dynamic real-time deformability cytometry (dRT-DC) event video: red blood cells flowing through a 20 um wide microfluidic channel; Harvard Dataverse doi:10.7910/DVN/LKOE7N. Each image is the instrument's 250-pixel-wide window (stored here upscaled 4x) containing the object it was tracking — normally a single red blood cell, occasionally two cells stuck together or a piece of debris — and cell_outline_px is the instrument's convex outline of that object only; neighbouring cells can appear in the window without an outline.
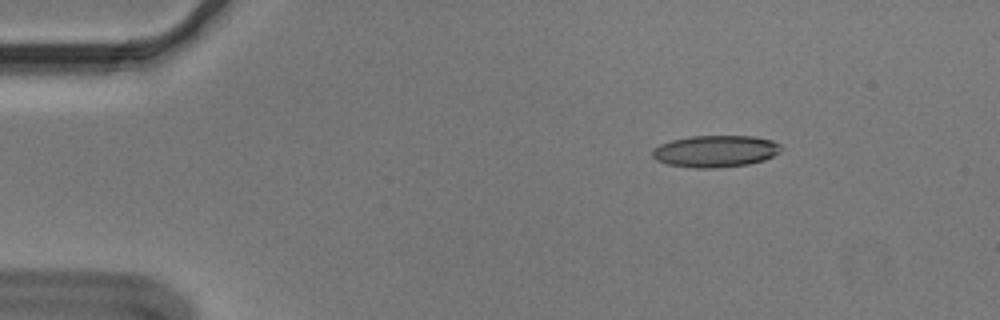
{"species": "Egyptian fruit bat (a non-hibernating species)", "species_latin": "Rousettus aegyptiacus", "temperature_condition": "cold", "stored_images_in_passage": 48, "camera_frame_rate_fps": 3000, "um_per_image_px": 0.085, "animal": {"sex": "male"}, "frame": {"image": 1, "passage_image": 1, "time_ms": 0.0, "image_size_px": [1000, 320], "cell_outline_px": [[784, 148], [780, 152], [764, 160], [748, 164], [716, 168], [692, 168], [668, 164], [656, 160], [652, 156], [652, 148], [660, 144], [672, 140], [688, 136], [752, 136], [772, 140], [780, 144]], "centroid_in_image_um": [60.81, 12.85], "position_along_channel_um": 24.2, "area_um2": 24.04}}
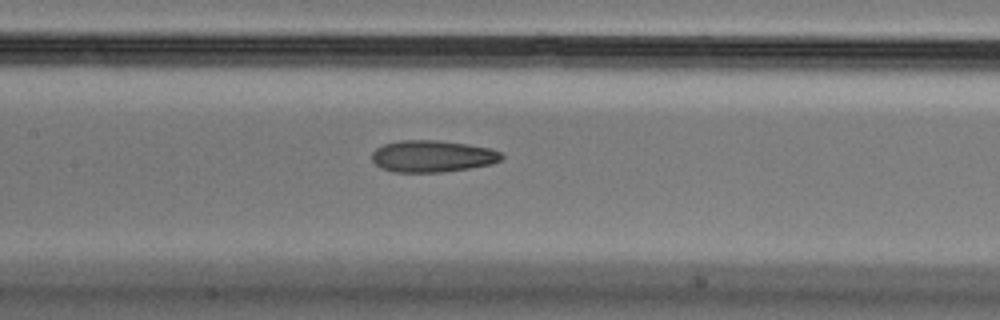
{"frame": {"image": 2, "passage_image": 19, "time_ms": 6.0, "image_size_px": [1000, 320], "cell_outline_px": [[504, 156], [500, 160], [492, 164], [444, 172], [392, 172], [380, 168], [372, 160], [372, 152], [376, 148], [384, 144], [400, 140], [436, 140], [468, 144], [492, 148], [500, 152]], "centroid_in_image_um": [36.75, 13.28], "position_along_channel_um": 170.7, "area_um2": 24.16}}
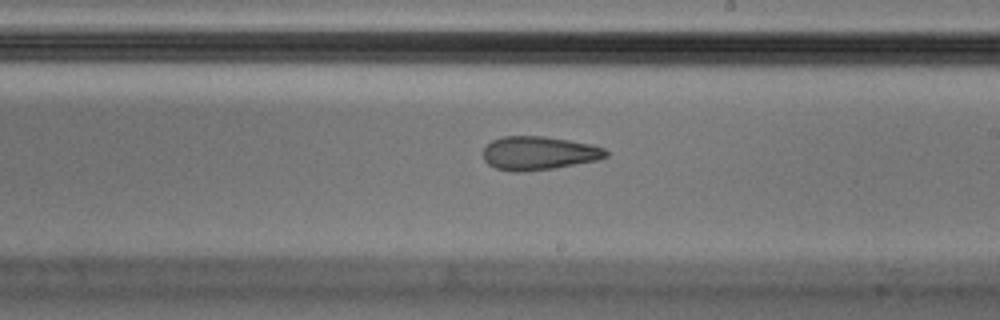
{"frame": {"image": 3, "passage_image": 25, "time_ms": 8.0, "image_size_px": [1000, 320], "cell_outline_px": [[608, 156], [600, 160], [552, 168], [524, 172], [512, 172], [496, 168], [488, 164], [484, 160], [484, 148], [492, 140], [500, 136], [544, 136], [592, 144], [604, 148], [608, 152]], "centroid_in_image_um": [45.81, 13.02], "position_along_channel_um": 243.2, "area_um2": 24.16}, "authors_computed_cell_mechanics": {"area_um2": 24.3916, "velocity_mm_per_s": 3.643, "shape_relaxation_time_tau1_ms": null, "shape_relaxation_time_tau2_ms": 3.653, "deformation_change_tau1": null, "deformation_change_tau2": 0.1247}}